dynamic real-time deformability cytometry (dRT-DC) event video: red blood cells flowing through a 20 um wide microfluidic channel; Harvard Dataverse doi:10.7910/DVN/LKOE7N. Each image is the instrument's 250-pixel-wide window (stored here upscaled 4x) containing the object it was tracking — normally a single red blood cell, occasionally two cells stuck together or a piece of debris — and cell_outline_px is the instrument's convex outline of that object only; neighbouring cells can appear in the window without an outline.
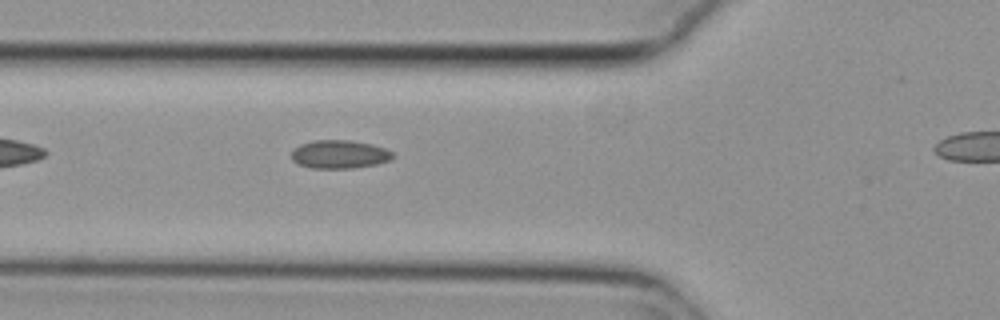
{"species": "common noctule bat (a hibernating species)", "species_latin": "Nyctalus noctula", "temperature_condition": "cold", "stored_images_in_passage": 30, "camera_frame_rate_fps": 3000, "um_per_image_px": 0.085, "animal": {"sex": "female", "body_mass_g": 29.2, "forearm_length_mm": 56.3}, "frame": {"image": 1, "passage_image": 3, "time_ms": 0.667, "image_size_px": [1000, 320], "cell_outline_px": [[392, 156], [388, 160], [376, 164], [352, 168], [312, 168], [300, 164], [292, 160], [292, 152], [300, 144], [312, 140], [352, 140], [372, 144], [384, 148], [392, 152]], "centroid_in_image_um": [28.83, 13.1], "position_along_channel_um": 97.0, "area_um2": 16.53}}
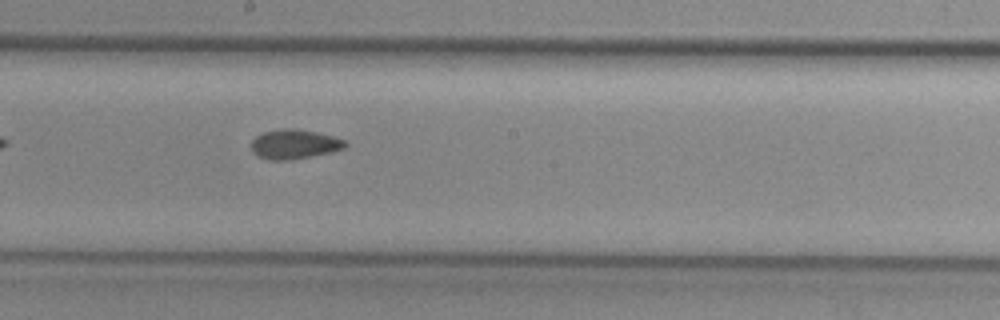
{"frame": {"image": 2, "passage_image": 13, "time_ms": 4.0, "image_size_px": [1000, 320], "cell_outline_px": [[348, 144], [344, 148], [332, 152], [292, 160], [268, 160], [252, 152], [252, 140], [256, 136], [264, 132], [280, 128], [296, 128], [316, 132], [332, 136], [344, 140]], "centroid_in_image_um": [25.02, 12.25], "position_along_channel_um": 223.2, "area_um2": 16.18}}
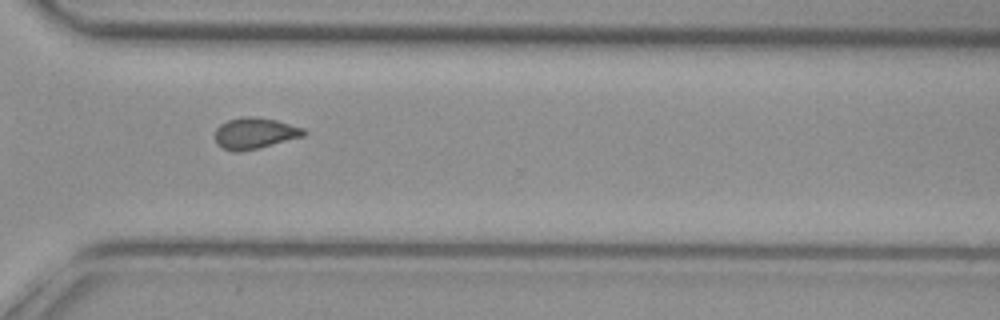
{"frame": {"image": 3, "passage_image": 23, "time_ms": 7.333, "image_size_px": [1000, 320], "cell_outline_px": [[308, 132], [304, 136], [260, 148], [240, 152], [236, 152], [220, 148], [216, 144], [216, 128], [220, 124], [228, 120], [244, 116], [256, 116], [276, 120], [304, 128]], "centroid_in_image_um": [21.66, 11.33], "position_along_channel_um": 348.9, "area_um2": 16.36}}